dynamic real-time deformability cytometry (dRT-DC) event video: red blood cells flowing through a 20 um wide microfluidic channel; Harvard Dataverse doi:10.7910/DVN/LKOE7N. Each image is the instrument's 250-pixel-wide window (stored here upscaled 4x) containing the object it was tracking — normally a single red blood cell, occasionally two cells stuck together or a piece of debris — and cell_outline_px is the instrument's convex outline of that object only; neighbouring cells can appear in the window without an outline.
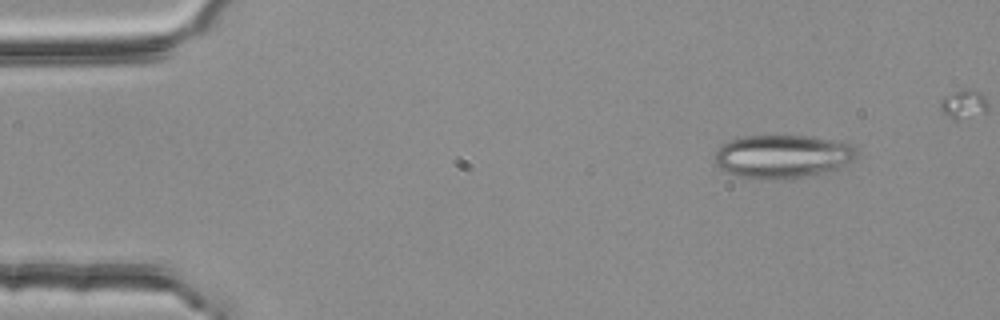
{"species": "common noctule bat (a hibernating species)", "species_latin": "Nyctalus noctula", "temperature_condition": "room temperature", "stored_images_in_passage": 5, "segment_of_instrument_passage": [2, 2], "camera_frame_rate_fps": 3000, "um_per_image_px": 0.085, "animal": {"sex": "female", "body_mass_g": 25.1}, "frame": {"image": 1, "passage_image": 5, "time_ms": 1.333, "image_size_px": [1000, 320], "cell_outline_px": [[856, 156], [852, 160], [828, 172], [804, 176], [764, 180], [740, 176], [724, 172], [712, 160], [716, 152], [724, 144], [732, 140], [744, 136], [808, 136], [852, 144], [856, 148]], "centroid_in_image_um": [66.48, 13.3], "position_along_channel_um": 18.5, "area_um2": 35.49}}